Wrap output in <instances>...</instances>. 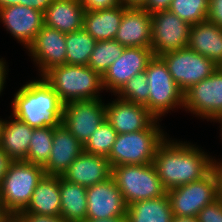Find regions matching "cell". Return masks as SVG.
<instances>
[{
    "label": "cell",
    "mask_w": 222,
    "mask_h": 222,
    "mask_svg": "<svg viewBox=\"0 0 222 222\" xmlns=\"http://www.w3.org/2000/svg\"><path fill=\"white\" fill-rule=\"evenodd\" d=\"M167 138L157 147L153 165L166 190L205 177L213 157L191 142Z\"/></svg>",
    "instance_id": "6da1fadb"
},
{
    "label": "cell",
    "mask_w": 222,
    "mask_h": 222,
    "mask_svg": "<svg viewBox=\"0 0 222 222\" xmlns=\"http://www.w3.org/2000/svg\"><path fill=\"white\" fill-rule=\"evenodd\" d=\"M11 104V114L33 128L61 124L63 104L42 77L20 87Z\"/></svg>",
    "instance_id": "7a4b0ae2"
},
{
    "label": "cell",
    "mask_w": 222,
    "mask_h": 222,
    "mask_svg": "<svg viewBox=\"0 0 222 222\" xmlns=\"http://www.w3.org/2000/svg\"><path fill=\"white\" fill-rule=\"evenodd\" d=\"M41 77L57 93L62 104L101 99L100 92L104 91L102 76L88 65H58Z\"/></svg>",
    "instance_id": "3957f363"
},
{
    "label": "cell",
    "mask_w": 222,
    "mask_h": 222,
    "mask_svg": "<svg viewBox=\"0 0 222 222\" xmlns=\"http://www.w3.org/2000/svg\"><path fill=\"white\" fill-rule=\"evenodd\" d=\"M155 119L145 130L118 134L108 156L110 167L153 163L157 147L168 137Z\"/></svg>",
    "instance_id": "277c9868"
},
{
    "label": "cell",
    "mask_w": 222,
    "mask_h": 222,
    "mask_svg": "<svg viewBox=\"0 0 222 222\" xmlns=\"http://www.w3.org/2000/svg\"><path fill=\"white\" fill-rule=\"evenodd\" d=\"M44 175V169L39 164L13 161L0 184L1 201L5 211L8 214L24 211Z\"/></svg>",
    "instance_id": "5b68a950"
},
{
    "label": "cell",
    "mask_w": 222,
    "mask_h": 222,
    "mask_svg": "<svg viewBox=\"0 0 222 222\" xmlns=\"http://www.w3.org/2000/svg\"><path fill=\"white\" fill-rule=\"evenodd\" d=\"M149 98L145 107L158 120L166 113L182 108L184 92L173 80L166 63L160 56H153L146 66Z\"/></svg>",
    "instance_id": "8992f818"
},
{
    "label": "cell",
    "mask_w": 222,
    "mask_h": 222,
    "mask_svg": "<svg viewBox=\"0 0 222 222\" xmlns=\"http://www.w3.org/2000/svg\"><path fill=\"white\" fill-rule=\"evenodd\" d=\"M111 177L127 205L162 197L167 193L154 165H120L111 168Z\"/></svg>",
    "instance_id": "52a82bcc"
},
{
    "label": "cell",
    "mask_w": 222,
    "mask_h": 222,
    "mask_svg": "<svg viewBox=\"0 0 222 222\" xmlns=\"http://www.w3.org/2000/svg\"><path fill=\"white\" fill-rule=\"evenodd\" d=\"M175 216L197 217L199 211L218 199V182L211 170L200 180L167 190Z\"/></svg>",
    "instance_id": "ba28073f"
},
{
    "label": "cell",
    "mask_w": 222,
    "mask_h": 222,
    "mask_svg": "<svg viewBox=\"0 0 222 222\" xmlns=\"http://www.w3.org/2000/svg\"><path fill=\"white\" fill-rule=\"evenodd\" d=\"M160 57L183 92L208 78L219 67L213 61L188 47L164 53Z\"/></svg>",
    "instance_id": "9c48e42d"
},
{
    "label": "cell",
    "mask_w": 222,
    "mask_h": 222,
    "mask_svg": "<svg viewBox=\"0 0 222 222\" xmlns=\"http://www.w3.org/2000/svg\"><path fill=\"white\" fill-rule=\"evenodd\" d=\"M183 107L208 121L222 116V67L184 92Z\"/></svg>",
    "instance_id": "30bf717a"
},
{
    "label": "cell",
    "mask_w": 222,
    "mask_h": 222,
    "mask_svg": "<svg viewBox=\"0 0 222 222\" xmlns=\"http://www.w3.org/2000/svg\"><path fill=\"white\" fill-rule=\"evenodd\" d=\"M191 25L169 10L151 14V49L153 56L187 47Z\"/></svg>",
    "instance_id": "8fae6325"
},
{
    "label": "cell",
    "mask_w": 222,
    "mask_h": 222,
    "mask_svg": "<svg viewBox=\"0 0 222 222\" xmlns=\"http://www.w3.org/2000/svg\"><path fill=\"white\" fill-rule=\"evenodd\" d=\"M104 120L105 103L102 98L63 104L61 123L83 145Z\"/></svg>",
    "instance_id": "7c38bea8"
},
{
    "label": "cell",
    "mask_w": 222,
    "mask_h": 222,
    "mask_svg": "<svg viewBox=\"0 0 222 222\" xmlns=\"http://www.w3.org/2000/svg\"><path fill=\"white\" fill-rule=\"evenodd\" d=\"M86 197V219L106 220L127 216L128 205L112 177L102 183L87 187Z\"/></svg>",
    "instance_id": "4fadbf2b"
},
{
    "label": "cell",
    "mask_w": 222,
    "mask_h": 222,
    "mask_svg": "<svg viewBox=\"0 0 222 222\" xmlns=\"http://www.w3.org/2000/svg\"><path fill=\"white\" fill-rule=\"evenodd\" d=\"M66 33L44 25L27 52L41 77L50 68L66 64Z\"/></svg>",
    "instance_id": "5bb4252c"
},
{
    "label": "cell",
    "mask_w": 222,
    "mask_h": 222,
    "mask_svg": "<svg viewBox=\"0 0 222 222\" xmlns=\"http://www.w3.org/2000/svg\"><path fill=\"white\" fill-rule=\"evenodd\" d=\"M152 57L151 48L125 47L122 55L102 76L104 90H109L114 95L131 77L145 71Z\"/></svg>",
    "instance_id": "9a60e30c"
},
{
    "label": "cell",
    "mask_w": 222,
    "mask_h": 222,
    "mask_svg": "<svg viewBox=\"0 0 222 222\" xmlns=\"http://www.w3.org/2000/svg\"><path fill=\"white\" fill-rule=\"evenodd\" d=\"M0 22L27 49L44 26V13L32 7L12 5L0 9Z\"/></svg>",
    "instance_id": "2e32d148"
},
{
    "label": "cell",
    "mask_w": 222,
    "mask_h": 222,
    "mask_svg": "<svg viewBox=\"0 0 222 222\" xmlns=\"http://www.w3.org/2000/svg\"><path fill=\"white\" fill-rule=\"evenodd\" d=\"M105 119L118 134L145 130L156 118L145 105L116 98L105 103Z\"/></svg>",
    "instance_id": "e0dca14e"
},
{
    "label": "cell",
    "mask_w": 222,
    "mask_h": 222,
    "mask_svg": "<svg viewBox=\"0 0 222 222\" xmlns=\"http://www.w3.org/2000/svg\"><path fill=\"white\" fill-rule=\"evenodd\" d=\"M83 152V144L61 123L54 125L53 145L48 161L42 166L45 175L62 176Z\"/></svg>",
    "instance_id": "ac0fdd59"
},
{
    "label": "cell",
    "mask_w": 222,
    "mask_h": 222,
    "mask_svg": "<svg viewBox=\"0 0 222 222\" xmlns=\"http://www.w3.org/2000/svg\"><path fill=\"white\" fill-rule=\"evenodd\" d=\"M114 40L125 47L151 48V14L143 8L127 7Z\"/></svg>",
    "instance_id": "d6986e66"
},
{
    "label": "cell",
    "mask_w": 222,
    "mask_h": 222,
    "mask_svg": "<svg viewBox=\"0 0 222 222\" xmlns=\"http://www.w3.org/2000/svg\"><path fill=\"white\" fill-rule=\"evenodd\" d=\"M61 177L87 188L111 177V167L108 158L83 151Z\"/></svg>",
    "instance_id": "ffe728a7"
},
{
    "label": "cell",
    "mask_w": 222,
    "mask_h": 222,
    "mask_svg": "<svg viewBox=\"0 0 222 222\" xmlns=\"http://www.w3.org/2000/svg\"><path fill=\"white\" fill-rule=\"evenodd\" d=\"M187 47L222 67V28L208 20L191 25Z\"/></svg>",
    "instance_id": "44dd1931"
},
{
    "label": "cell",
    "mask_w": 222,
    "mask_h": 222,
    "mask_svg": "<svg viewBox=\"0 0 222 222\" xmlns=\"http://www.w3.org/2000/svg\"><path fill=\"white\" fill-rule=\"evenodd\" d=\"M85 10L79 0H54L44 12V25L62 33L83 28Z\"/></svg>",
    "instance_id": "7402d4cb"
},
{
    "label": "cell",
    "mask_w": 222,
    "mask_h": 222,
    "mask_svg": "<svg viewBox=\"0 0 222 222\" xmlns=\"http://www.w3.org/2000/svg\"><path fill=\"white\" fill-rule=\"evenodd\" d=\"M3 120L0 148L12 161H26L33 127L12 114Z\"/></svg>",
    "instance_id": "603a6c76"
},
{
    "label": "cell",
    "mask_w": 222,
    "mask_h": 222,
    "mask_svg": "<svg viewBox=\"0 0 222 222\" xmlns=\"http://www.w3.org/2000/svg\"><path fill=\"white\" fill-rule=\"evenodd\" d=\"M59 176L44 175L38 182L27 208L20 213L60 216Z\"/></svg>",
    "instance_id": "cb8c5ba5"
},
{
    "label": "cell",
    "mask_w": 222,
    "mask_h": 222,
    "mask_svg": "<svg viewBox=\"0 0 222 222\" xmlns=\"http://www.w3.org/2000/svg\"><path fill=\"white\" fill-rule=\"evenodd\" d=\"M126 8L121 4L108 9L85 11L83 28L96 41L114 40Z\"/></svg>",
    "instance_id": "d4e9b609"
},
{
    "label": "cell",
    "mask_w": 222,
    "mask_h": 222,
    "mask_svg": "<svg viewBox=\"0 0 222 222\" xmlns=\"http://www.w3.org/2000/svg\"><path fill=\"white\" fill-rule=\"evenodd\" d=\"M61 210L66 222H83L87 215V188L59 176Z\"/></svg>",
    "instance_id": "484cf974"
},
{
    "label": "cell",
    "mask_w": 222,
    "mask_h": 222,
    "mask_svg": "<svg viewBox=\"0 0 222 222\" xmlns=\"http://www.w3.org/2000/svg\"><path fill=\"white\" fill-rule=\"evenodd\" d=\"M173 217L170 199L162 197L138 201L128 205V222H171Z\"/></svg>",
    "instance_id": "4316f807"
},
{
    "label": "cell",
    "mask_w": 222,
    "mask_h": 222,
    "mask_svg": "<svg viewBox=\"0 0 222 222\" xmlns=\"http://www.w3.org/2000/svg\"><path fill=\"white\" fill-rule=\"evenodd\" d=\"M66 64L86 66L96 40L84 29L66 33Z\"/></svg>",
    "instance_id": "83f0119b"
},
{
    "label": "cell",
    "mask_w": 222,
    "mask_h": 222,
    "mask_svg": "<svg viewBox=\"0 0 222 222\" xmlns=\"http://www.w3.org/2000/svg\"><path fill=\"white\" fill-rule=\"evenodd\" d=\"M53 136L54 126L34 128L26 161L43 166L49 159Z\"/></svg>",
    "instance_id": "f1b7e54d"
},
{
    "label": "cell",
    "mask_w": 222,
    "mask_h": 222,
    "mask_svg": "<svg viewBox=\"0 0 222 222\" xmlns=\"http://www.w3.org/2000/svg\"><path fill=\"white\" fill-rule=\"evenodd\" d=\"M124 49L125 46L116 40L97 41L88 66L103 76L110 65L122 55Z\"/></svg>",
    "instance_id": "f546056e"
},
{
    "label": "cell",
    "mask_w": 222,
    "mask_h": 222,
    "mask_svg": "<svg viewBox=\"0 0 222 222\" xmlns=\"http://www.w3.org/2000/svg\"><path fill=\"white\" fill-rule=\"evenodd\" d=\"M118 133L105 119L83 145V151L108 158Z\"/></svg>",
    "instance_id": "4dcf8cb0"
},
{
    "label": "cell",
    "mask_w": 222,
    "mask_h": 222,
    "mask_svg": "<svg viewBox=\"0 0 222 222\" xmlns=\"http://www.w3.org/2000/svg\"><path fill=\"white\" fill-rule=\"evenodd\" d=\"M210 0H172L169 11L190 25L206 21Z\"/></svg>",
    "instance_id": "1f68e13d"
},
{
    "label": "cell",
    "mask_w": 222,
    "mask_h": 222,
    "mask_svg": "<svg viewBox=\"0 0 222 222\" xmlns=\"http://www.w3.org/2000/svg\"><path fill=\"white\" fill-rule=\"evenodd\" d=\"M114 96L124 101L145 105L149 98V85L147 84L146 72L142 71L131 77Z\"/></svg>",
    "instance_id": "d6a6232c"
},
{
    "label": "cell",
    "mask_w": 222,
    "mask_h": 222,
    "mask_svg": "<svg viewBox=\"0 0 222 222\" xmlns=\"http://www.w3.org/2000/svg\"><path fill=\"white\" fill-rule=\"evenodd\" d=\"M198 222H222V199L218 198L213 203L203 207L198 215Z\"/></svg>",
    "instance_id": "836d02e7"
},
{
    "label": "cell",
    "mask_w": 222,
    "mask_h": 222,
    "mask_svg": "<svg viewBox=\"0 0 222 222\" xmlns=\"http://www.w3.org/2000/svg\"><path fill=\"white\" fill-rule=\"evenodd\" d=\"M85 11H96L121 5V0H79Z\"/></svg>",
    "instance_id": "e575fe53"
},
{
    "label": "cell",
    "mask_w": 222,
    "mask_h": 222,
    "mask_svg": "<svg viewBox=\"0 0 222 222\" xmlns=\"http://www.w3.org/2000/svg\"><path fill=\"white\" fill-rule=\"evenodd\" d=\"M207 20L222 28V0L209 1V13Z\"/></svg>",
    "instance_id": "d590c367"
},
{
    "label": "cell",
    "mask_w": 222,
    "mask_h": 222,
    "mask_svg": "<svg viewBox=\"0 0 222 222\" xmlns=\"http://www.w3.org/2000/svg\"><path fill=\"white\" fill-rule=\"evenodd\" d=\"M26 222H66L61 216L37 215L33 213H19Z\"/></svg>",
    "instance_id": "8d00e7d4"
},
{
    "label": "cell",
    "mask_w": 222,
    "mask_h": 222,
    "mask_svg": "<svg viewBox=\"0 0 222 222\" xmlns=\"http://www.w3.org/2000/svg\"><path fill=\"white\" fill-rule=\"evenodd\" d=\"M172 0H147L142 7L149 14H153L157 11L169 10Z\"/></svg>",
    "instance_id": "74e56055"
},
{
    "label": "cell",
    "mask_w": 222,
    "mask_h": 222,
    "mask_svg": "<svg viewBox=\"0 0 222 222\" xmlns=\"http://www.w3.org/2000/svg\"><path fill=\"white\" fill-rule=\"evenodd\" d=\"M53 1L54 0H21L20 5L32 7L44 13Z\"/></svg>",
    "instance_id": "f35d334b"
},
{
    "label": "cell",
    "mask_w": 222,
    "mask_h": 222,
    "mask_svg": "<svg viewBox=\"0 0 222 222\" xmlns=\"http://www.w3.org/2000/svg\"><path fill=\"white\" fill-rule=\"evenodd\" d=\"M212 170L214 171L218 182V198L222 199V161H217L213 157Z\"/></svg>",
    "instance_id": "ab89813d"
},
{
    "label": "cell",
    "mask_w": 222,
    "mask_h": 222,
    "mask_svg": "<svg viewBox=\"0 0 222 222\" xmlns=\"http://www.w3.org/2000/svg\"><path fill=\"white\" fill-rule=\"evenodd\" d=\"M12 162L13 161L9 158V156L0 148V184Z\"/></svg>",
    "instance_id": "60d3db41"
},
{
    "label": "cell",
    "mask_w": 222,
    "mask_h": 222,
    "mask_svg": "<svg viewBox=\"0 0 222 222\" xmlns=\"http://www.w3.org/2000/svg\"><path fill=\"white\" fill-rule=\"evenodd\" d=\"M8 65L7 62L4 58H0V96L2 92L4 91V86L6 83V75H8Z\"/></svg>",
    "instance_id": "b9f144b4"
},
{
    "label": "cell",
    "mask_w": 222,
    "mask_h": 222,
    "mask_svg": "<svg viewBox=\"0 0 222 222\" xmlns=\"http://www.w3.org/2000/svg\"><path fill=\"white\" fill-rule=\"evenodd\" d=\"M147 0H121V3L126 7L142 8Z\"/></svg>",
    "instance_id": "7bdbcfd3"
},
{
    "label": "cell",
    "mask_w": 222,
    "mask_h": 222,
    "mask_svg": "<svg viewBox=\"0 0 222 222\" xmlns=\"http://www.w3.org/2000/svg\"><path fill=\"white\" fill-rule=\"evenodd\" d=\"M83 222H128L127 216H119V217H115V218H109L106 220H90V219H86Z\"/></svg>",
    "instance_id": "ee69618b"
},
{
    "label": "cell",
    "mask_w": 222,
    "mask_h": 222,
    "mask_svg": "<svg viewBox=\"0 0 222 222\" xmlns=\"http://www.w3.org/2000/svg\"><path fill=\"white\" fill-rule=\"evenodd\" d=\"M171 222H198L197 217L191 216H175L173 215Z\"/></svg>",
    "instance_id": "f6af8a7d"
},
{
    "label": "cell",
    "mask_w": 222,
    "mask_h": 222,
    "mask_svg": "<svg viewBox=\"0 0 222 222\" xmlns=\"http://www.w3.org/2000/svg\"><path fill=\"white\" fill-rule=\"evenodd\" d=\"M5 222H26L19 214H9Z\"/></svg>",
    "instance_id": "bcb514c9"
},
{
    "label": "cell",
    "mask_w": 222,
    "mask_h": 222,
    "mask_svg": "<svg viewBox=\"0 0 222 222\" xmlns=\"http://www.w3.org/2000/svg\"><path fill=\"white\" fill-rule=\"evenodd\" d=\"M21 0H0V9L12 5H20Z\"/></svg>",
    "instance_id": "7dc6e473"
},
{
    "label": "cell",
    "mask_w": 222,
    "mask_h": 222,
    "mask_svg": "<svg viewBox=\"0 0 222 222\" xmlns=\"http://www.w3.org/2000/svg\"><path fill=\"white\" fill-rule=\"evenodd\" d=\"M213 122H216V123L218 122V123H220L221 126H220L219 128H221V129H220L219 131H221V132H220V133H221V134H220V136H221L220 139H222V116L214 119Z\"/></svg>",
    "instance_id": "c3c4849f"
},
{
    "label": "cell",
    "mask_w": 222,
    "mask_h": 222,
    "mask_svg": "<svg viewBox=\"0 0 222 222\" xmlns=\"http://www.w3.org/2000/svg\"><path fill=\"white\" fill-rule=\"evenodd\" d=\"M0 214H8L5 209L3 208L2 201H1V194H0Z\"/></svg>",
    "instance_id": "681fc988"
},
{
    "label": "cell",
    "mask_w": 222,
    "mask_h": 222,
    "mask_svg": "<svg viewBox=\"0 0 222 222\" xmlns=\"http://www.w3.org/2000/svg\"><path fill=\"white\" fill-rule=\"evenodd\" d=\"M8 215H9V214H0V222H5L6 217H7Z\"/></svg>",
    "instance_id": "f907efd6"
},
{
    "label": "cell",
    "mask_w": 222,
    "mask_h": 222,
    "mask_svg": "<svg viewBox=\"0 0 222 222\" xmlns=\"http://www.w3.org/2000/svg\"><path fill=\"white\" fill-rule=\"evenodd\" d=\"M3 120L0 118V142H1V131H2Z\"/></svg>",
    "instance_id": "816d5d0a"
}]
</instances>
